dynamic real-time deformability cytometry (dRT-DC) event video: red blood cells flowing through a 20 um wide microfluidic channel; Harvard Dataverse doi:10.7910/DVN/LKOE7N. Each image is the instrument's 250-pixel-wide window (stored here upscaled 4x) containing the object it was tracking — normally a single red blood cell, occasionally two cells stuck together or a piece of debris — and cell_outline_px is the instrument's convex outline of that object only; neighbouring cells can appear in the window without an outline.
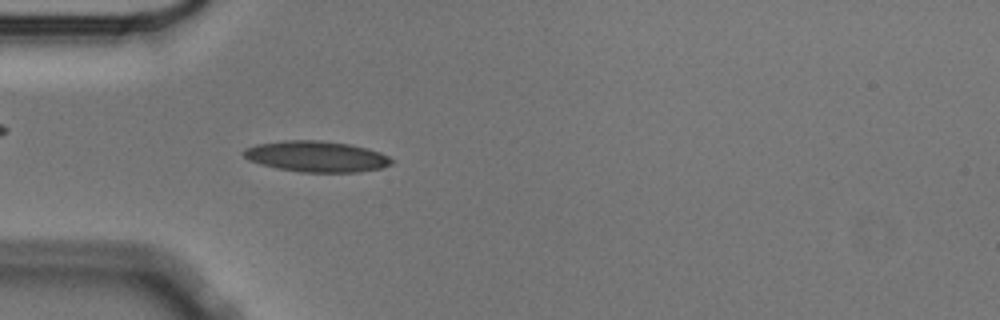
{"species": "Egyptian fruit bat (a non-hibernating species)", "species_latin": "Rousettus aegyptiacus", "temperature_condition": "cold", "stored_images_in_passage": 56, "camera_frame_rate_fps": 3000, "um_per_image_px": 0.085, "animal": {"sex": "male"}, "frame": {"image": 1, "passage_image": 16, "time_ms": 5.0, "image_size_px": [1000, 320], "cell_outline_px": [[392, 164], [384, 168], [360, 172], [300, 172], [276, 168], [260, 164], [248, 160], [244, 156], [244, 148], [256, 144], [284, 140], [320, 140], [348, 144], [368, 148], [380, 152], [388, 156], [392, 160]], "centroid_in_image_um": [26.91, 13.3], "position_along_channel_um": 58.1, "area_um2": 26.82}}
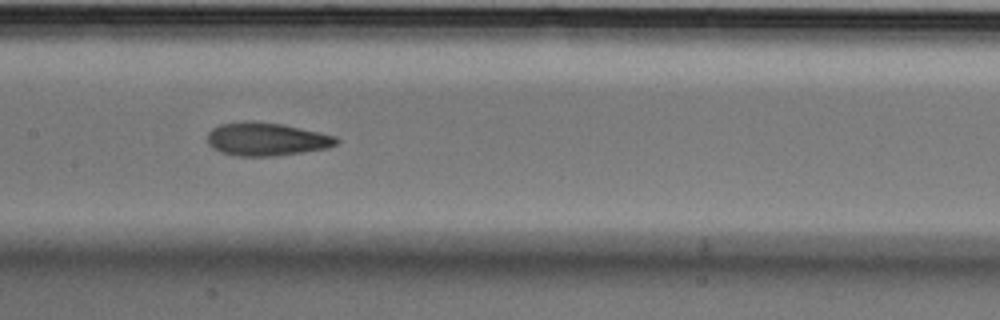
{"frame": {"image": 2, "passage_image": 27, "time_ms": 8.667, "image_size_px": [1000, 320], "cell_outline_px": [[340, 140], [336, 144], [328, 148], [276, 156], [236, 156], [220, 152], [212, 148], [208, 144], [208, 132], [212, 128], [220, 124], [244, 120], [252, 120], [284, 124], [320, 132], [336, 136]], "centroid_in_image_um": [22.63, 11.82], "position_along_channel_um": 184.8, "area_um2": 25.32}}
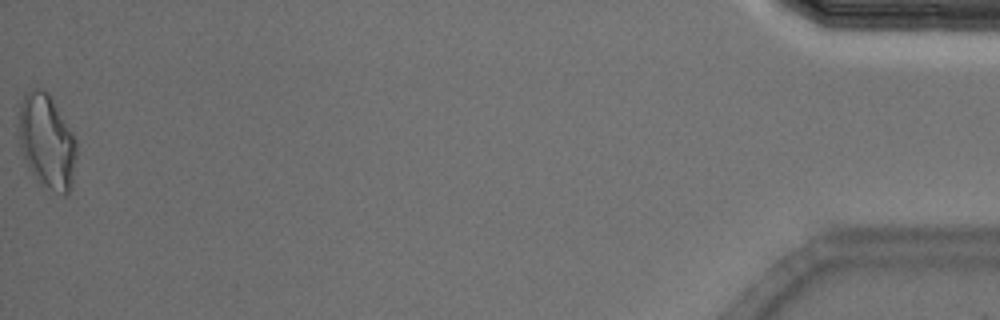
{"frame": {"image": 3, "passage_image": 56, "time_ms": 18.333, "image_size_px": [1000, 320], "cell_outline_px": [[76, 156], [72, 188], [68, 196], [64, 196], [40, 184], [36, 180], [24, 156], [20, 144], [20, 108], [24, 92], [32, 88], [44, 88], [48, 92], [72, 132], [76, 140]], "centroid_in_image_um": [4.01, 12.04], "position_along_channel_um": 431.2, "area_um2": 31.62}, "authors_computed_cell_mechanics": {"area_um2": 24.7673, "velocity_mm_per_s": 3.5358, "shape_relaxation_time_tau1_ms": 7.6812, "shape_relaxation_time_tau2_ms": 2.9528, "deformation_change_tau1": 0.1967, "deformation_change_tau2": 0.1032}}